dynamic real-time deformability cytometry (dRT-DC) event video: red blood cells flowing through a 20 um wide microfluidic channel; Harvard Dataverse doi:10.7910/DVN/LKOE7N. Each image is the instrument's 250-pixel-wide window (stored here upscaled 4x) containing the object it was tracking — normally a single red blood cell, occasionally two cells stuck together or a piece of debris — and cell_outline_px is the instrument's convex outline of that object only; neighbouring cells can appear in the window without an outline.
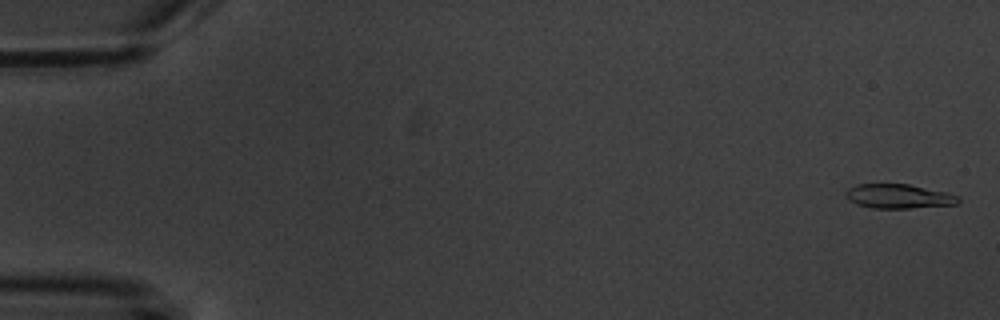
{"species": "common noctule bat (a hibernating species)", "species_latin": "Nyctalus noctula", "temperature_condition": "warm", "stored_images_in_passage": 6, "segment_of_instrument_passage": [1, 2], "camera_frame_rate_fps": 3000, "um_per_image_px": 0.085, "animal": {"sex": "male", "body_mass_g": 20.1, "forearm_length_mm": 53.5}, "frame": {"image": 1, "passage_image": 1, "time_ms": 0.0, "image_size_px": [1000, 320], "cell_outline_px": [[960, 200], [956, 204], [912, 208], [872, 208], [856, 204], [848, 200], [844, 196], [844, 192], [848, 188], [856, 184], [908, 184], [948, 192], [960, 196]], "centroid_in_image_um": [76.36, 16.68], "position_along_channel_um": 8.6, "area_um2": 16.13}}
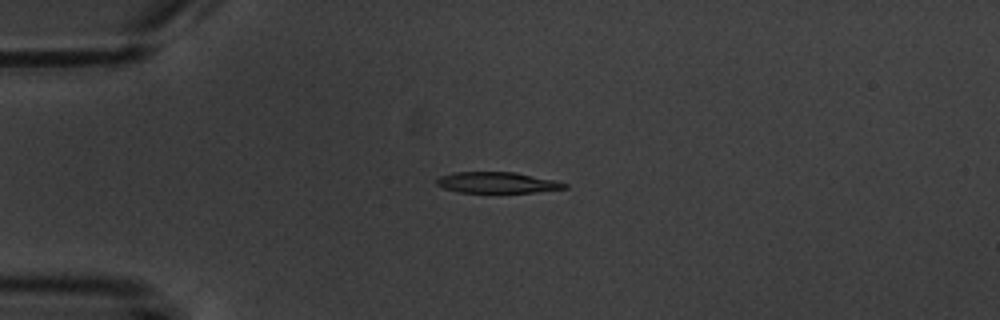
{"frame": {"image": 2, "passage_image": 4, "time_ms": 4.333, "image_size_px": [1000, 320], "cell_outline_px": [[568, 188], [540, 192], [460, 192], [444, 188], [436, 184], [436, 180], [440, 176], [452, 172], [516, 172], [556, 180], [568, 184]], "centroid_in_image_um": [42.31, 15.51], "position_along_channel_um": 42.7, "area_um2": 15.72}}